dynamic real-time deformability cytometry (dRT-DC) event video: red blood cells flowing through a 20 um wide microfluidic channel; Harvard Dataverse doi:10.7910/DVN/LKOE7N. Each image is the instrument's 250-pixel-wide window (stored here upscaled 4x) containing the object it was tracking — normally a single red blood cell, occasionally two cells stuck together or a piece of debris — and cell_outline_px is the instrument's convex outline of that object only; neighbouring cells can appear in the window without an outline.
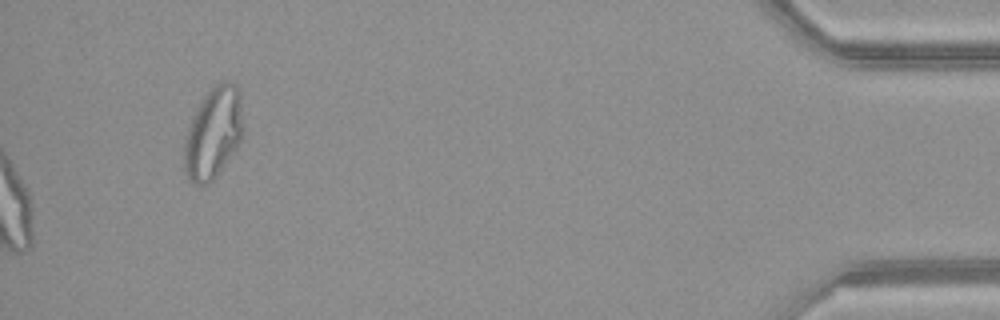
{"species": "common noctule bat (a hibernating species)", "species_latin": "Nyctalus noctula", "temperature_condition": "warm", "stored_images_in_passage": 51, "camera_frame_rate_fps": 3000, "um_per_image_px": 0.085, "animal": {"sex": "female", "body_mass_g": 21.9}, "frame": {"image": 1, "passage_image": 51, "time_ms": 16.667, "image_size_px": [1000, 320], "cell_outline_px": [[244, 132], [236, 148], [216, 176], [208, 184], [196, 184], [188, 180], [184, 172], [184, 144], [188, 128], [196, 108], [200, 100], [220, 80], [228, 80], [240, 84], [244, 128]], "centroid_in_image_um": [18.16, 11.25], "position_along_channel_um": 417.0, "area_um2": 31.91}, "authors_computed_cell_mechanics": {"area_um2": 27.744, "velocity_mm_per_s": 4.1343, "shape_relaxation_time_tau1_ms": null, "shape_relaxation_time_tau2_ms": 1.5767, "deformation_change_tau1": null, "deformation_change_tau2": 0.0892}}